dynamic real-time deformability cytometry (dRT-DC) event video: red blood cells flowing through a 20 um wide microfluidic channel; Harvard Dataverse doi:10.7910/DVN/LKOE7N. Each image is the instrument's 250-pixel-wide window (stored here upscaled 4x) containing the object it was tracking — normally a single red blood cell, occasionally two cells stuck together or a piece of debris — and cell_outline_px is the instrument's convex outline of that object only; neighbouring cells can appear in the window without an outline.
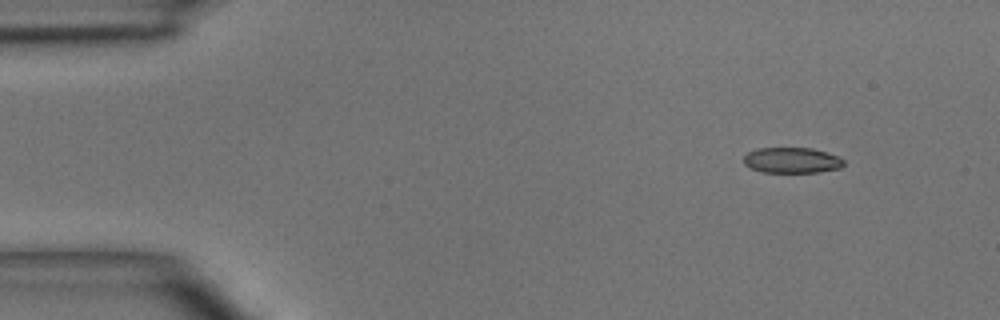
{"species": "common noctule bat (a hibernating species)", "species_latin": "Nyctalus noctula", "temperature_condition": "room temperature", "stored_images_in_passage": 3, "camera_frame_rate_fps": 3000, "um_per_image_px": 0.085, "animal": {"sex": "male", "body_mass_g": 15.6}, "frame": {"image": 1, "passage_image": 1, "time_ms": 0.0, "image_size_px": [1000, 320], "cell_outline_px": [[844, 164], [840, 168], [816, 172], [760, 172], [744, 164], [744, 156], [748, 152], [756, 148], [812, 148], [828, 152], [844, 160]], "centroid_in_image_um": [67.29, 13.62], "position_along_channel_um": 17.7, "area_um2": 14.91}}